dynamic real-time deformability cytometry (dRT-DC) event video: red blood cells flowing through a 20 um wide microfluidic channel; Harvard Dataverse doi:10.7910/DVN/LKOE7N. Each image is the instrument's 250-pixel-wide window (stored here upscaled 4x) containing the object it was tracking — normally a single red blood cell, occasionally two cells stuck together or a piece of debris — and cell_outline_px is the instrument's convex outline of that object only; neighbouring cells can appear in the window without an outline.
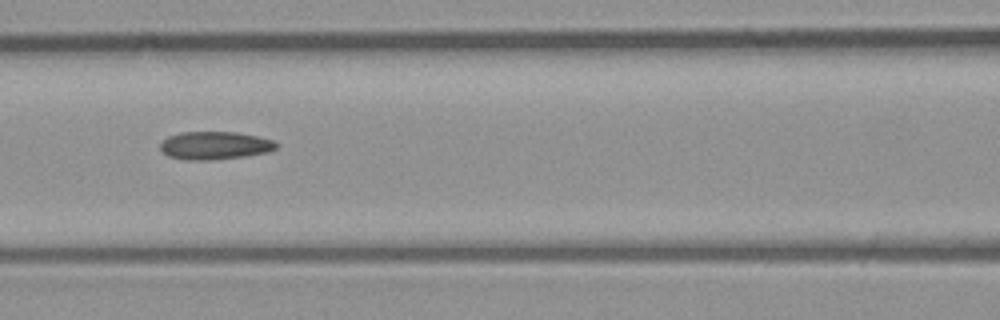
{"species": "common noctule bat (a hibernating species)", "species_latin": "Nyctalus noctula", "temperature_condition": "room temperature", "stored_images_in_passage": 6, "camera_frame_rate_fps": 3000, "um_per_image_px": 0.085, "animal": {"sex": "male", "body_mass_g": 23.1, "forearm_length_mm": 52.7}, "frame": {"image": 1, "passage_image": 5, "time_ms": 1.333, "image_size_px": [1000, 320], "cell_outline_px": [[280, 144], [276, 148], [268, 152], [244, 156], [208, 160], [184, 160], [168, 156], [160, 148], [160, 144], [168, 136], [180, 132], [236, 132], [256, 136], [272, 140]], "centroid_in_image_um": [18.25, 12.36], "position_along_channel_um": 148.3, "area_um2": 18.84}}
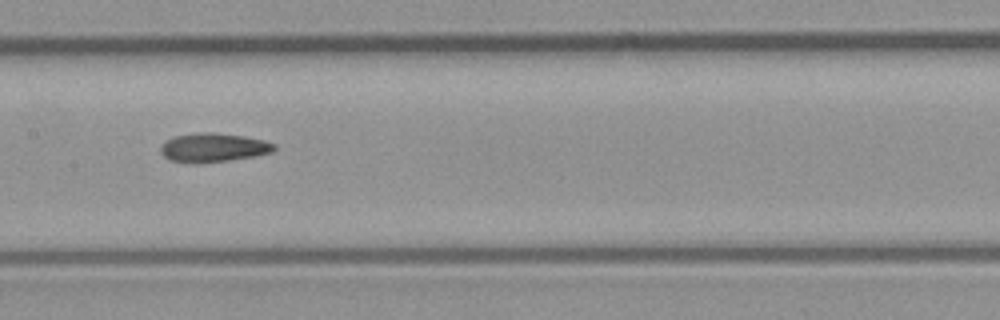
{"frame": {"image": 2, "passage_image": 6, "time_ms": 1.667, "image_size_px": [1000, 320], "cell_outline_px": [[276, 148], [272, 152], [256, 156], [228, 160], [172, 160], [164, 156], [160, 152], [160, 148], [168, 140], [176, 136], [200, 132], [212, 132], [244, 136], [264, 140], [276, 144]], "centroid_in_image_um": [18.23, 12.49], "position_along_channel_um": 189.2, "area_um2": 18.21}}